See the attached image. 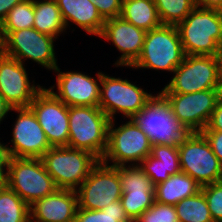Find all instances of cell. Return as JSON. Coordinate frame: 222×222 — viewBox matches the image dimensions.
<instances>
[{"label":"cell","mask_w":222,"mask_h":222,"mask_svg":"<svg viewBox=\"0 0 222 222\" xmlns=\"http://www.w3.org/2000/svg\"><path fill=\"white\" fill-rule=\"evenodd\" d=\"M121 204L129 219L134 222L155 202L154 191H130L122 193Z\"/></svg>","instance_id":"31"},{"label":"cell","mask_w":222,"mask_h":222,"mask_svg":"<svg viewBox=\"0 0 222 222\" xmlns=\"http://www.w3.org/2000/svg\"><path fill=\"white\" fill-rule=\"evenodd\" d=\"M134 222H179L175 206L159 202L144 211Z\"/></svg>","instance_id":"32"},{"label":"cell","mask_w":222,"mask_h":222,"mask_svg":"<svg viewBox=\"0 0 222 222\" xmlns=\"http://www.w3.org/2000/svg\"><path fill=\"white\" fill-rule=\"evenodd\" d=\"M203 131H222V97L218 100L209 122Z\"/></svg>","instance_id":"36"},{"label":"cell","mask_w":222,"mask_h":222,"mask_svg":"<svg viewBox=\"0 0 222 222\" xmlns=\"http://www.w3.org/2000/svg\"><path fill=\"white\" fill-rule=\"evenodd\" d=\"M77 209L76 191L57 189L30 206V222H75Z\"/></svg>","instance_id":"19"},{"label":"cell","mask_w":222,"mask_h":222,"mask_svg":"<svg viewBox=\"0 0 222 222\" xmlns=\"http://www.w3.org/2000/svg\"><path fill=\"white\" fill-rule=\"evenodd\" d=\"M146 31L124 20L121 16L105 20L100 38L112 44L121 53L116 67H131L140 57Z\"/></svg>","instance_id":"18"},{"label":"cell","mask_w":222,"mask_h":222,"mask_svg":"<svg viewBox=\"0 0 222 222\" xmlns=\"http://www.w3.org/2000/svg\"><path fill=\"white\" fill-rule=\"evenodd\" d=\"M29 107L45 132L50 146H68L69 107L45 87L35 96Z\"/></svg>","instance_id":"15"},{"label":"cell","mask_w":222,"mask_h":222,"mask_svg":"<svg viewBox=\"0 0 222 222\" xmlns=\"http://www.w3.org/2000/svg\"><path fill=\"white\" fill-rule=\"evenodd\" d=\"M7 185L6 172H0V191Z\"/></svg>","instance_id":"41"},{"label":"cell","mask_w":222,"mask_h":222,"mask_svg":"<svg viewBox=\"0 0 222 222\" xmlns=\"http://www.w3.org/2000/svg\"><path fill=\"white\" fill-rule=\"evenodd\" d=\"M0 54H3V36L1 32V26H0Z\"/></svg>","instance_id":"42"},{"label":"cell","mask_w":222,"mask_h":222,"mask_svg":"<svg viewBox=\"0 0 222 222\" xmlns=\"http://www.w3.org/2000/svg\"><path fill=\"white\" fill-rule=\"evenodd\" d=\"M18 113L13 125L12 139L5 144L8 157L41 158L51 148L45 132L30 107L11 108Z\"/></svg>","instance_id":"14"},{"label":"cell","mask_w":222,"mask_h":222,"mask_svg":"<svg viewBox=\"0 0 222 222\" xmlns=\"http://www.w3.org/2000/svg\"><path fill=\"white\" fill-rule=\"evenodd\" d=\"M104 20L119 17L122 11V0H91Z\"/></svg>","instance_id":"34"},{"label":"cell","mask_w":222,"mask_h":222,"mask_svg":"<svg viewBox=\"0 0 222 222\" xmlns=\"http://www.w3.org/2000/svg\"><path fill=\"white\" fill-rule=\"evenodd\" d=\"M120 16L145 31L162 25L154 0H122Z\"/></svg>","instance_id":"23"},{"label":"cell","mask_w":222,"mask_h":222,"mask_svg":"<svg viewBox=\"0 0 222 222\" xmlns=\"http://www.w3.org/2000/svg\"><path fill=\"white\" fill-rule=\"evenodd\" d=\"M0 222H30V206L7 185L0 191Z\"/></svg>","instance_id":"25"},{"label":"cell","mask_w":222,"mask_h":222,"mask_svg":"<svg viewBox=\"0 0 222 222\" xmlns=\"http://www.w3.org/2000/svg\"><path fill=\"white\" fill-rule=\"evenodd\" d=\"M162 25H175L196 7L194 0H154Z\"/></svg>","instance_id":"28"},{"label":"cell","mask_w":222,"mask_h":222,"mask_svg":"<svg viewBox=\"0 0 222 222\" xmlns=\"http://www.w3.org/2000/svg\"><path fill=\"white\" fill-rule=\"evenodd\" d=\"M10 110L11 107L5 102L4 97L0 94V123L7 117L8 112H11Z\"/></svg>","instance_id":"40"},{"label":"cell","mask_w":222,"mask_h":222,"mask_svg":"<svg viewBox=\"0 0 222 222\" xmlns=\"http://www.w3.org/2000/svg\"><path fill=\"white\" fill-rule=\"evenodd\" d=\"M152 96V93H148L128 79L111 77L101 72L99 107L110 121L115 120V114L119 112L129 120Z\"/></svg>","instance_id":"9"},{"label":"cell","mask_w":222,"mask_h":222,"mask_svg":"<svg viewBox=\"0 0 222 222\" xmlns=\"http://www.w3.org/2000/svg\"><path fill=\"white\" fill-rule=\"evenodd\" d=\"M57 72L56 86L58 91L51 86L48 90L59 100L70 106H99L101 72L96 77L78 71L62 72L59 66ZM95 78V79H94Z\"/></svg>","instance_id":"16"},{"label":"cell","mask_w":222,"mask_h":222,"mask_svg":"<svg viewBox=\"0 0 222 222\" xmlns=\"http://www.w3.org/2000/svg\"><path fill=\"white\" fill-rule=\"evenodd\" d=\"M214 222L222 221V181L201 186Z\"/></svg>","instance_id":"33"},{"label":"cell","mask_w":222,"mask_h":222,"mask_svg":"<svg viewBox=\"0 0 222 222\" xmlns=\"http://www.w3.org/2000/svg\"><path fill=\"white\" fill-rule=\"evenodd\" d=\"M56 38L40 33L35 28L10 32L3 39V54L24 64L27 59L54 71L57 64L54 41Z\"/></svg>","instance_id":"11"},{"label":"cell","mask_w":222,"mask_h":222,"mask_svg":"<svg viewBox=\"0 0 222 222\" xmlns=\"http://www.w3.org/2000/svg\"><path fill=\"white\" fill-rule=\"evenodd\" d=\"M222 165V131H202Z\"/></svg>","instance_id":"35"},{"label":"cell","mask_w":222,"mask_h":222,"mask_svg":"<svg viewBox=\"0 0 222 222\" xmlns=\"http://www.w3.org/2000/svg\"><path fill=\"white\" fill-rule=\"evenodd\" d=\"M171 105L173 114L193 132H202L218 100L221 89H209L194 93H161Z\"/></svg>","instance_id":"13"},{"label":"cell","mask_w":222,"mask_h":222,"mask_svg":"<svg viewBox=\"0 0 222 222\" xmlns=\"http://www.w3.org/2000/svg\"><path fill=\"white\" fill-rule=\"evenodd\" d=\"M34 24V0H23L16 4L1 22L3 39L12 31L32 28Z\"/></svg>","instance_id":"27"},{"label":"cell","mask_w":222,"mask_h":222,"mask_svg":"<svg viewBox=\"0 0 222 222\" xmlns=\"http://www.w3.org/2000/svg\"><path fill=\"white\" fill-rule=\"evenodd\" d=\"M23 0H0V24L7 16L8 12Z\"/></svg>","instance_id":"37"},{"label":"cell","mask_w":222,"mask_h":222,"mask_svg":"<svg viewBox=\"0 0 222 222\" xmlns=\"http://www.w3.org/2000/svg\"><path fill=\"white\" fill-rule=\"evenodd\" d=\"M221 88V56L185 55L160 93L186 94Z\"/></svg>","instance_id":"4"},{"label":"cell","mask_w":222,"mask_h":222,"mask_svg":"<svg viewBox=\"0 0 222 222\" xmlns=\"http://www.w3.org/2000/svg\"><path fill=\"white\" fill-rule=\"evenodd\" d=\"M185 53L175 25H161L146 31L140 57L129 68L173 72L184 60Z\"/></svg>","instance_id":"5"},{"label":"cell","mask_w":222,"mask_h":222,"mask_svg":"<svg viewBox=\"0 0 222 222\" xmlns=\"http://www.w3.org/2000/svg\"><path fill=\"white\" fill-rule=\"evenodd\" d=\"M197 7L222 11V0H194Z\"/></svg>","instance_id":"38"},{"label":"cell","mask_w":222,"mask_h":222,"mask_svg":"<svg viewBox=\"0 0 222 222\" xmlns=\"http://www.w3.org/2000/svg\"><path fill=\"white\" fill-rule=\"evenodd\" d=\"M6 181L7 186L29 206L58 189L41 158L9 157Z\"/></svg>","instance_id":"7"},{"label":"cell","mask_w":222,"mask_h":222,"mask_svg":"<svg viewBox=\"0 0 222 222\" xmlns=\"http://www.w3.org/2000/svg\"><path fill=\"white\" fill-rule=\"evenodd\" d=\"M68 114V147L88 151L101 160L107 149L108 116L99 106H70Z\"/></svg>","instance_id":"3"},{"label":"cell","mask_w":222,"mask_h":222,"mask_svg":"<svg viewBox=\"0 0 222 222\" xmlns=\"http://www.w3.org/2000/svg\"><path fill=\"white\" fill-rule=\"evenodd\" d=\"M8 158L5 144L0 141V172H6Z\"/></svg>","instance_id":"39"},{"label":"cell","mask_w":222,"mask_h":222,"mask_svg":"<svg viewBox=\"0 0 222 222\" xmlns=\"http://www.w3.org/2000/svg\"><path fill=\"white\" fill-rule=\"evenodd\" d=\"M122 193L130 191H154L155 185L140 165L118 166Z\"/></svg>","instance_id":"30"},{"label":"cell","mask_w":222,"mask_h":222,"mask_svg":"<svg viewBox=\"0 0 222 222\" xmlns=\"http://www.w3.org/2000/svg\"><path fill=\"white\" fill-rule=\"evenodd\" d=\"M75 191L78 197V208L102 210L110 203L119 201L122 187L118 166H111L99 160Z\"/></svg>","instance_id":"12"},{"label":"cell","mask_w":222,"mask_h":222,"mask_svg":"<svg viewBox=\"0 0 222 222\" xmlns=\"http://www.w3.org/2000/svg\"><path fill=\"white\" fill-rule=\"evenodd\" d=\"M33 28L56 39L66 32L67 28L55 0H34Z\"/></svg>","instance_id":"24"},{"label":"cell","mask_w":222,"mask_h":222,"mask_svg":"<svg viewBox=\"0 0 222 222\" xmlns=\"http://www.w3.org/2000/svg\"><path fill=\"white\" fill-rule=\"evenodd\" d=\"M177 29L185 55L221 56L222 11L196 6Z\"/></svg>","instance_id":"1"},{"label":"cell","mask_w":222,"mask_h":222,"mask_svg":"<svg viewBox=\"0 0 222 222\" xmlns=\"http://www.w3.org/2000/svg\"><path fill=\"white\" fill-rule=\"evenodd\" d=\"M131 119L147 135L152 146H179L193 134L173 114L171 105L160 91Z\"/></svg>","instance_id":"2"},{"label":"cell","mask_w":222,"mask_h":222,"mask_svg":"<svg viewBox=\"0 0 222 222\" xmlns=\"http://www.w3.org/2000/svg\"><path fill=\"white\" fill-rule=\"evenodd\" d=\"M65 23L70 28V22L81 28L87 34L100 36L105 20L99 14L91 0H55Z\"/></svg>","instance_id":"20"},{"label":"cell","mask_w":222,"mask_h":222,"mask_svg":"<svg viewBox=\"0 0 222 222\" xmlns=\"http://www.w3.org/2000/svg\"><path fill=\"white\" fill-rule=\"evenodd\" d=\"M181 171L201 186L222 181V165L202 132L178 146Z\"/></svg>","instance_id":"10"},{"label":"cell","mask_w":222,"mask_h":222,"mask_svg":"<svg viewBox=\"0 0 222 222\" xmlns=\"http://www.w3.org/2000/svg\"><path fill=\"white\" fill-rule=\"evenodd\" d=\"M75 222H132L127 216L121 201H115L102 210L78 208Z\"/></svg>","instance_id":"29"},{"label":"cell","mask_w":222,"mask_h":222,"mask_svg":"<svg viewBox=\"0 0 222 222\" xmlns=\"http://www.w3.org/2000/svg\"><path fill=\"white\" fill-rule=\"evenodd\" d=\"M115 124V120L109 122L107 149L101 161L111 166L139 165L151 153L149 138L131 118L119 127Z\"/></svg>","instance_id":"8"},{"label":"cell","mask_w":222,"mask_h":222,"mask_svg":"<svg viewBox=\"0 0 222 222\" xmlns=\"http://www.w3.org/2000/svg\"><path fill=\"white\" fill-rule=\"evenodd\" d=\"M41 160L58 189L76 190L99 159L92 153L68 146L51 147Z\"/></svg>","instance_id":"6"},{"label":"cell","mask_w":222,"mask_h":222,"mask_svg":"<svg viewBox=\"0 0 222 222\" xmlns=\"http://www.w3.org/2000/svg\"><path fill=\"white\" fill-rule=\"evenodd\" d=\"M200 191L201 185L181 171L155 185L154 194L156 202L175 206L179 201L192 197Z\"/></svg>","instance_id":"22"},{"label":"cell","mask_w":222,"mask_h":222,"mask_svg":"<svg viewBox=\"0 0 222 222\" xmlns=\"http://www.w3.org/2000/svg\"><path fill=\"white\" fill-rule=\"evenodd\" d=\"M154 185L181 172L178 146L153 145L151 153L139 163Z\"/></svg>","instance_id":"21"},{"label":"cell","mask_w":222,"mask_h":222,"mask_svg":"<svg viewBox=\"0 0 222 222\" xmlns=\"http://www.w3.org/2000/svg\"><path fill=\"white\" fill-rule=\"evenodd\" d=\"M179 222H214L202 191L184 198L175 205Z\"/></svg>","instance_id":"26"},{"label":"cell","mask_w":222,"mask_h":222,"mask_svg":"<svg viewBox=\"0 0 222 222\" xmlns=\"http://www.w3.org/2000/svg\"><path fill=\"white\" fill-rule=\"evenodd\" d=\"M24 66L17 59L0 54V94L11 108L29 107L44 88L31 83Z\"/></svg>","instance_id":"17"}]
</instances>
